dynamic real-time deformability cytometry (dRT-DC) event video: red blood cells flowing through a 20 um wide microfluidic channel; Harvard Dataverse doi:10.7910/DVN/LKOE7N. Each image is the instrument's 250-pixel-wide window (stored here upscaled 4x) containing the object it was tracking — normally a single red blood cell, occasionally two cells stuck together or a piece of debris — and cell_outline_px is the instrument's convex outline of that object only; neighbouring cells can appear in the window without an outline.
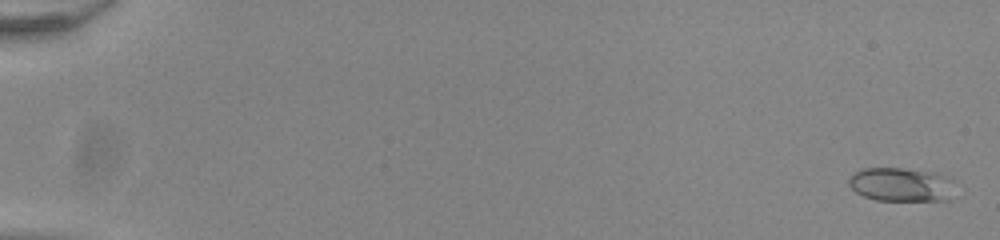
{"species": "common noctule bat (a hibernating species)", "species_latin": "Nyctalus noctula", "temperature_condition": "room temperature", "stored_images_in_passage": 55, "camera_frame_rate_fps": 3000, "um_per_image_px": 0.085, "animal": {"sex": "male", "body_mass_g": 20.0, "forearm_length_mm": 53.3}, "frame": {"image": 1, "passage_image": 2, "time_ms": 0.333, "image_size_px": [1000, 240], "cell_outline_px": [[952, 200], [876, 200], [864, 196], [856, 192], [848, 184], [848, 180], [856, 172], [864, 168], [900, 168], [936, 172], [948, 176], [952, 180]], "centroid_in_image_um": [76.63, 15.68], "position_along_channel_um": 8.4, "area_um2": 20.92}}
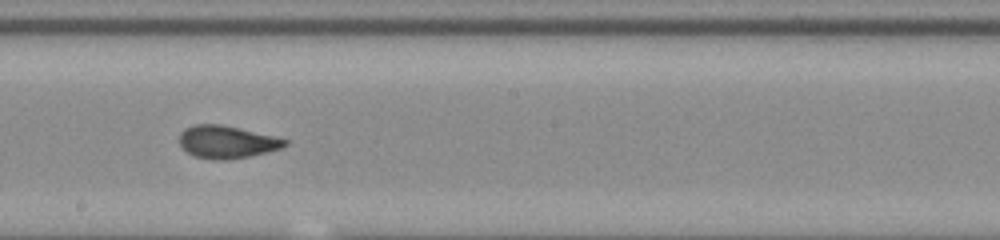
{"frame": {"image": 2, "passage_image": 33, "time_ms": 10.667, "image_size_px": [1000, 240], "cell_outline_px": [[288, 144], [280, 148], [268, 152], [252, 156], [228, 160], [216, 160], [196, 156], [180, 148], [180, 132], [184, 128], [192, 124], [220, 124], [240, 128], [276, 136], [288, 140]], "centroid_in_image_um": [19.28, 12.06], "position_along_channel_um": 228.9, "area_um2": 20.29}}
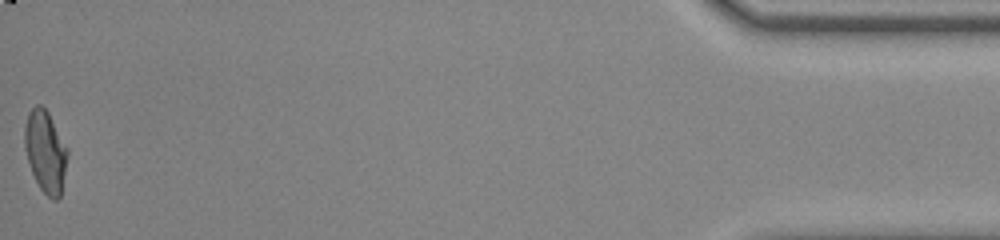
{"frame": {"image": 3, "passage_image": 55, "time_ms": 18.0, "image_size_px": [1000, 240], "cell_outline_px": [[68, 156], [60, 196], [56, 200], [52, 200], [40, 188], [32, 172], [24, 148], [24, 128], [28, 112], [36, 104], [40, 104], [48, 112], [68, 148]], "centroid_in_image_um": [3.86, 12.86], "position_along_channel_um": 431.3, "area_um2": 20.4}, "authors_computed_cell_mechanics": {"area_um2": 19.9988, "velocity_mm_per_s": 3.9179, "shape_relaxation_time_tau1_ms": 5.3219, "shape_relaxation_time_tau2_ms": 1.2145, "deformation_change_tau1": 0.1812, "deformation_change_tau2": 0.0494}}